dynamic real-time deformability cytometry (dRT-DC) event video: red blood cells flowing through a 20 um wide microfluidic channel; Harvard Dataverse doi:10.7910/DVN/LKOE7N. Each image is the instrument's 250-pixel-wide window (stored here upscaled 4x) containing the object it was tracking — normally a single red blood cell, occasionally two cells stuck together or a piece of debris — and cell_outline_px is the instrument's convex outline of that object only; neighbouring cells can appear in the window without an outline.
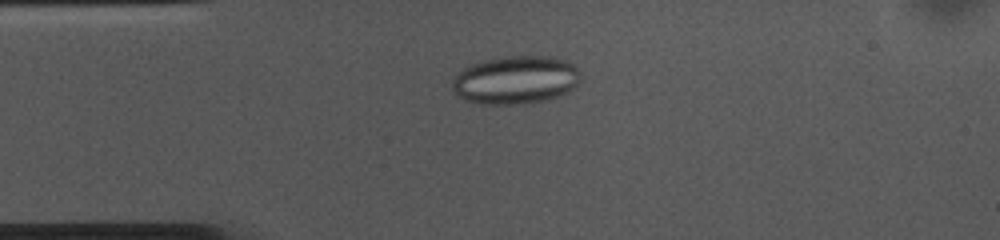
{"species": "common noctule bat (a hibernating species)", "species_latin": "Nyctalus noctula", "temperature_condition": "cold", "stored_images_in_passage": 54, "camera_frame_rate_fps": 3000, "um_per_image_px": 0.085, "animal": {"sex": "female", "body_mass_g": 10.0, "forearm_length_mm": 53.1}, "frame": {"image": 1, "passage_image": 12, "time_ms": 3.667, "image_size_px": [1000, 240], "cell_outline_px": [[580, 84], [556, 96], [544, 100], [516, 104], [480, 104], [464, 100], [452, 88], [452, 80], [464, 68], [472, 64], [484, 60], [500, 56], [552, 56], [564, 60], [572, 64], [580, 72]], "centroid_in_image_um": [43.82, 6.78], "position_along_channel_um": 41.2, "area_um2": 35.84}}
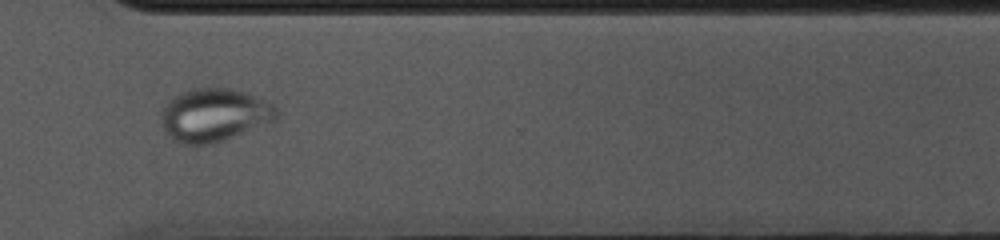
{"frame": {"image": 2, "passage_image": 39, "time_ms": 12.667, "image_size_px": [1000, 240], "cell_outline_px": [[276, 120], [272, 124], [212, 144], [180, 144], [168, 136], [160, 124], [160, 116], [164, 104], [168, 100], [184, 92], [196, 88], [228, 88], [244, 92], [272, 104], [276, 108]], "centroid_in_image_um": [18.2, 9.81], "position_along_channel_um": 352.4, "area_um2": 35.89}}
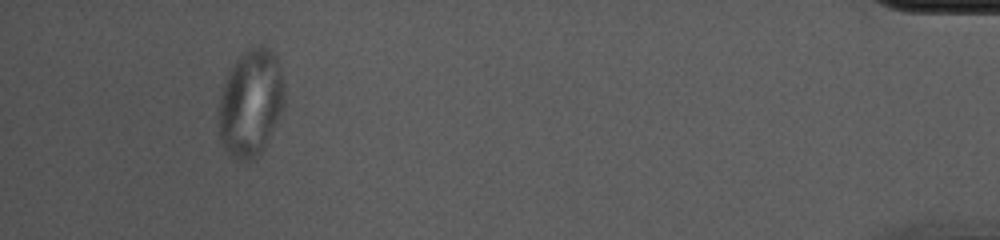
{"frame": {"image": 3, "passage_image": 50, "time_ms": 16.333, "image_size_px": [1000, 240], "cell_outline_px": [[284, 104], [280, 116], [260, 152], [252, 160], [236, 160], [224, 148], [220, 140], [216, 124], [216, 112], [220, 96], [228, 72], [236, 60], [252, 44], [260, 44], [268, 48], [276, 56], [280, 68], [284, 84]], "centroid_in_image_um": [21.27, 8.73], "position_along_channel_um": 413.9, "area_um2": 41.5}}